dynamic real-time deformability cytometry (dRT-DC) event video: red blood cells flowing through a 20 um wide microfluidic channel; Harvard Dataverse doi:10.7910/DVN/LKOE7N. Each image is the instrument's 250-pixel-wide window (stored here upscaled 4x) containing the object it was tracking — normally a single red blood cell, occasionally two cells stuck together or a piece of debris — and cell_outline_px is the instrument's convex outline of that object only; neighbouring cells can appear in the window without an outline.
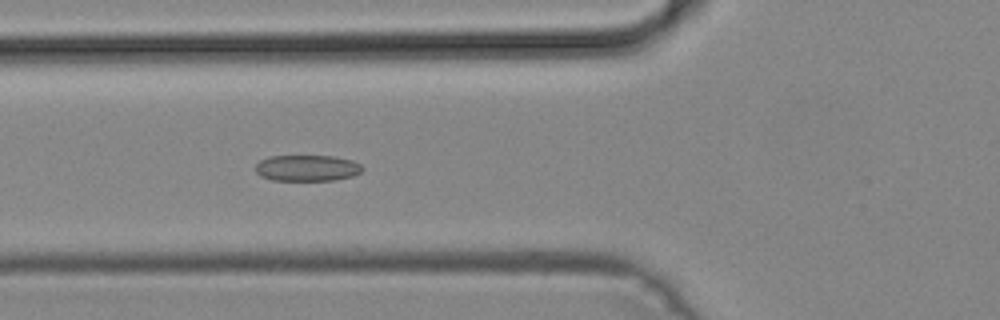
{"species": "common noctule bat (a hibernating species)", "species_latin": "Nyctalus noctula", "temperature_condition": "cold", "stored_images_in_passage": 40, "camera_frame_rate_fps": 3000, "um_per_image_px": 0.085, "animal": {"sex": "male", "body_mass_g": 19.2, "forearm_length_mm": 51.8}, "frame": {"image": 1, "passage_image": 9, "time_ms": 2.667, "image_size_px": [1000, 320], "cell_outline_px": [[364, 168], [360, 172], [352, 176], [332, 180], [272, 180], [260, 176], [256, 172], [256, 164], [260, 160], [268, 156], [332, 156], [352, 160], [360, 164]], "centroid_in_image_um": [26.08, 14.28], "position_along_channel_um": 99.7, "area_um2": 16.24}}
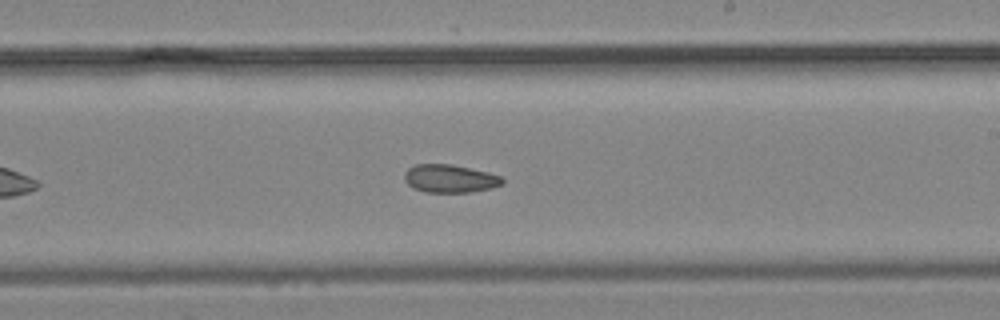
{"frame": {"image": 2, "passage_image": 20, "time_ms": 6.333, "image_size_px": [1000, 320], "cell_outline_px": [[504, 184], [492, 188], [468, 192], [424, 192], [412, 188], [404, 180], [404, 172], [408, 168], [416, 164], [452, 164], [488, 172], [504, 176]], "centroid_in_image_um": [38.25, 15.18], "position_along_channel_um": 250.7, "area_um2": 16.24}}
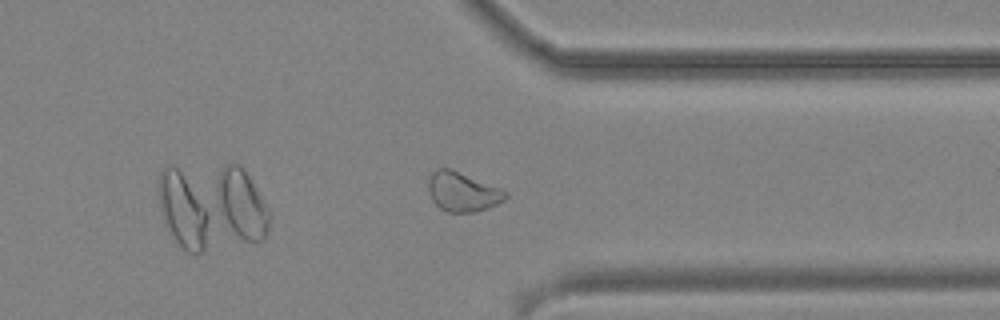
{"frame": {"image": 3, "passage_image": 29, "time_ms": 9.333, "image_size_px": [1000, 320], "cell_outline_px": [[508, 196], [504, 200], [488, 208], [472, 212], [448, 212], [440, 208], [432, 200], [428, 188], [428, 180], [432, 172], [436, 168], [448, 168], [500, 188], [508, 192]], "centroid_in_image_um": [39.3, 16.31], "position_along_channel_um": 372.1, "area_um2": 17.46}}